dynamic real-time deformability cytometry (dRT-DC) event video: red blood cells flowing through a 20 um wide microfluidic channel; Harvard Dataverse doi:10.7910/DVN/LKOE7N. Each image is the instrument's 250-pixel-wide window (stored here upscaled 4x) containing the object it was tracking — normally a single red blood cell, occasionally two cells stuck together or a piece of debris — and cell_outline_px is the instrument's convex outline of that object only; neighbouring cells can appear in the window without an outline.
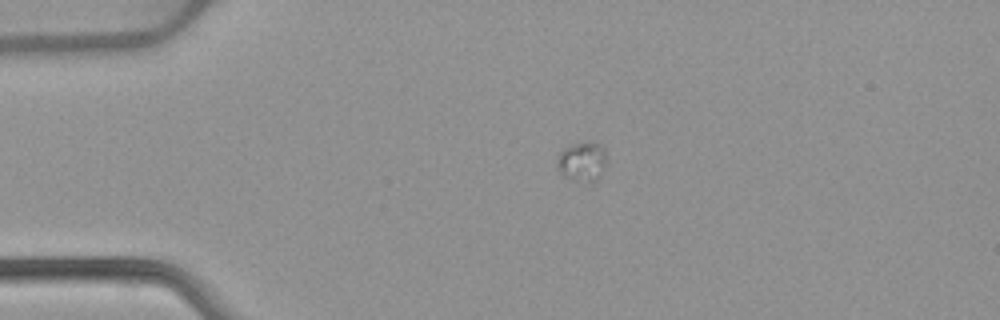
{"species": "common noctule bat (a hibernating species)", "species_latin": "Nyctalus noctula", "temperature_condition": "warm", "stored_images_in_passage": 33, "camera_frame_rate_fps": 3000, "um_per_image_px": 0.085, "animal": {"sex": "female", "body_mass_g": 22.7, "forearm_length_mm": 54.2}, "frame": {"image": 1, "passage_image": 1, "time_ms": 0.0, "image_size_px": [1000, 320], "cell_outline_px": [[604, 164], [596, 180], [588, 184], [564, 176], [560, 172], [556, 164], [556, 156], [564, 148], [572, 144], [600, 144], [604, 148]], "centroid_in_image_um": [49.41, 13.77], "position_along_channel_um": 35.6, "area_um2": 10.98}}